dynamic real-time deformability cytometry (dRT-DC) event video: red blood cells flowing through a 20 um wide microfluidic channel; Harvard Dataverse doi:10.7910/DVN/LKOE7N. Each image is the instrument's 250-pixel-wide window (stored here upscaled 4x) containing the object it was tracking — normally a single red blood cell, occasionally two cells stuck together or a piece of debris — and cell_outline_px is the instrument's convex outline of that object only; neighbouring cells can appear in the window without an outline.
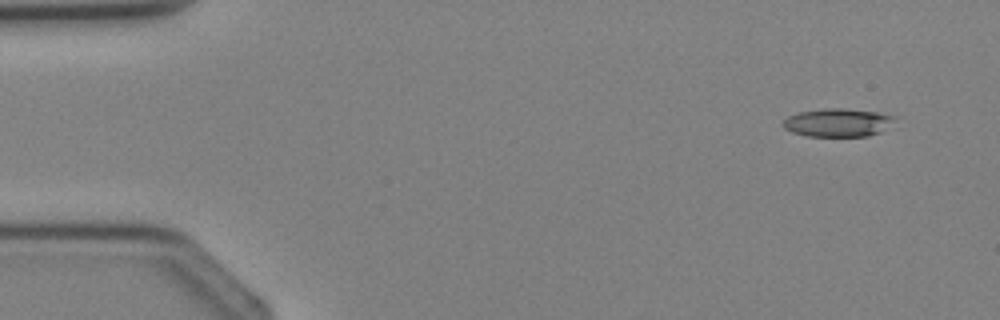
{"species": "Egyptian fruit bat (a non-hibernating species)", "species_latin": "Rousettus aegyptiacus", "temperature_condition": "cold", "stored_images_in_passage": 2, "camera_frame_rate_fps": 3000, "um_per_image_px": 0.085, "animal": {"sex": "female"}, "frame": {"image": 1, "passage_image": 2, "time_ms": 1.333, "image_size_px": [1000, 320], "cell_outline_px": [[896, 116], [880, 132], [868, 136], [808, 136], [792, 132], [784, 128], [780, 124], [788, 116], [800, 112], [824, 108], [844, 108], [876, 112]], "centroid_in_image_um": [71.14, 10.41], "position_along_channel_um": 13.9, "area_um2": 18.15}}